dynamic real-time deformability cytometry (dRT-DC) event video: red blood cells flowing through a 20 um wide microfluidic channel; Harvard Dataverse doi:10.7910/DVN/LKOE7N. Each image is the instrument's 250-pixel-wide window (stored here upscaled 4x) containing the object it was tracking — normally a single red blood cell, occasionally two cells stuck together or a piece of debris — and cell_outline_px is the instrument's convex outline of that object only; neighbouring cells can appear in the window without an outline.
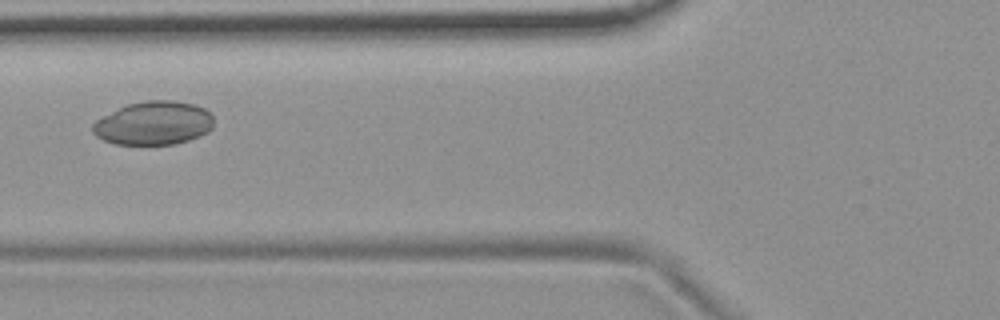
{"species": "common noctule bat (a hibernating species)", "species_latin": "Nyctalus noctula", "temperature_condition": "room temperature", "stored_images_in_passage": 4, "camera_frame_rate_fps": 3000, "um_per_image_px": 0.085, "animal": {"sex": "female", "body_mass_g": 19.9}, "frame": {"image": 1, "passage_image": 3, "time_ms": 0.667, "image_size_px": [1000, 320], "cell_outline_px": [[212, 128], [208, 132], [188, 140], [176, 144], [116, 144], [104, 140], [96, 136], [92, 132], [92, 124], [96, 120], [128, 104], [144, 100], [172, 100], [196, 104], [212, 112]], "centroid_in_image_um": [13.08, 10.46], "position_along_channel_um": 112.7, "area_um2": 30.69}}
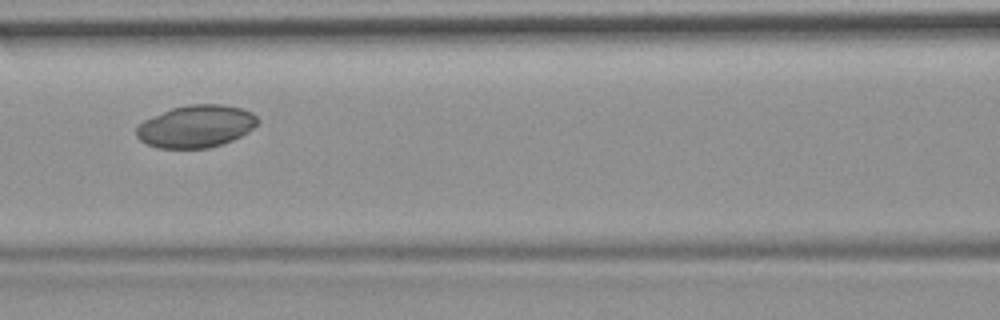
{"frame": {"image": 2, "passage_image": 4, "time_ms": 1.0, "image_size_px": [1000, 320], "cell_outline_px": [[260, 120], [248, 132], [232, 140], [208, 148], [156, 148], [140, 140], [136, 136], [136, 128], [144, 120], [152, 116], [172, 108], [188, 104], [224, 104], [240, 108], [252, 112]], "centroid_in_image_um": [16.65, 10.73], "position_along_channel_um": 149.9, "area_um2": 29.88}}